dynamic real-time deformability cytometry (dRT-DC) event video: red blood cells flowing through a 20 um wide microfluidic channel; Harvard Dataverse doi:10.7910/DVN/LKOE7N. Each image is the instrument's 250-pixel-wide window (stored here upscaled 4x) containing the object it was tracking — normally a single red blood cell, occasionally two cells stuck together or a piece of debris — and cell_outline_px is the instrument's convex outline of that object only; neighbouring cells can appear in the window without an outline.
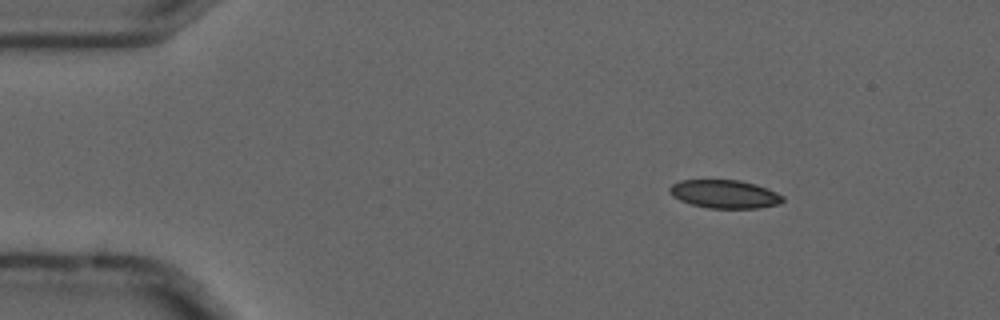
{"species": "common noctule bat (a hibernating species)", "species_latin": "Nyctalus noctula", "temperature_condition": "cold", "stored_images_in_passage": 4, "camera_frame_rate_fps": 3000, "um_per_image_px": 0.085, "animal": {"sex": "male", "forearm_length_mm": 52.5}, "frame": {"image": 1, "passage_image": 3, "time_ms": 0.667, "image_size_px": [1000, 320], "cell_outline_px": [[784, 200], [780, 204], [756, 208], [708, 208], [692, 204], [680, 200], [672, 196], [668, 192], [668, 188], [672, 184], [680, 180], [740, 180], [756, 184], [768, 188], [784, 196]], "centroid_in_image_um": [61.59, 16.49], "position_along_channel_um": 23.4, "area_um2": 18.79}}